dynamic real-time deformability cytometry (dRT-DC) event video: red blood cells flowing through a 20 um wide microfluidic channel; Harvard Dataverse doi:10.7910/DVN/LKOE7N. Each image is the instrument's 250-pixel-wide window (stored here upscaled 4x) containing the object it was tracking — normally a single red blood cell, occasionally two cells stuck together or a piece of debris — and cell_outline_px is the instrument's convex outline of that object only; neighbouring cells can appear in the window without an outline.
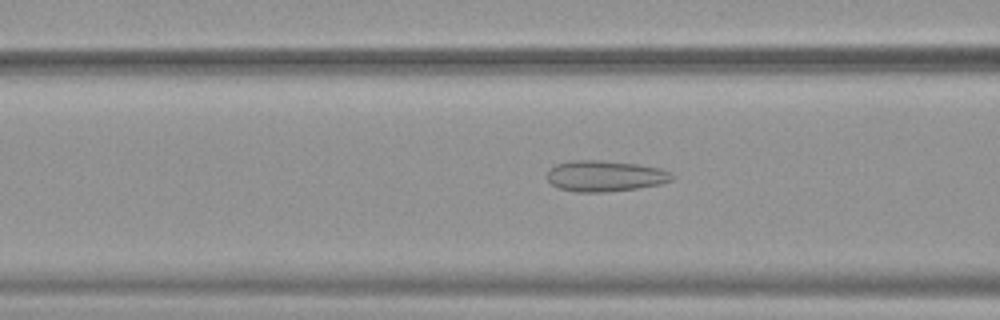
{"species": "common noctule bat (a hibernating species)", "species_latin": "Nyctalus noctula", "temperature_condition": "warm", "stored_images_in_passage": 52, "camera_frame_rate_fps": 3000, "um_per_image_px": 0.085, "animal": {"sex": "female", "body_mass_g": 19.9}, "frame": {"image": 1, "passage_image": 21, "time_ms": 6.667, "image_size_px": [1000, 320], "cell_outline_px": [[676, 176], [672, 180], [664, 184], [636, 188], [604, 192], [576, 192], [560, 188], [552, 184], [548, 180], [548, 172], [556, 164], [568, 160], [600, 160], [636, 164], [660, 168]], "centroid_in_image_um": [51.45, 14.96], "position_along_channel_um": 115.1, "area_um2": 22.48}}
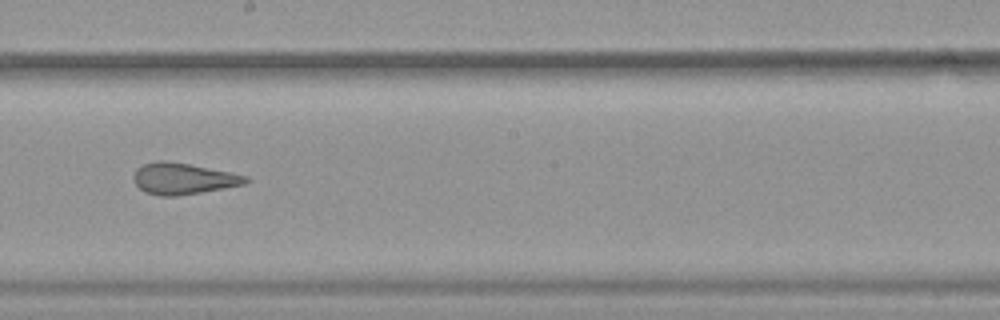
{"frame": {"image": 2, "passage_image": 30, "time_ms": 9.667, "image_size_px": [1000, 320], "cell_outline_px": [[252, 180], [244, 184], [224, 188], [176, 196], [160, 196], [144, 192], [132, 180], [132, 176], [136, 168], [144, 164], [160, 160], [168, 160], [248, 176]], "centroid_in_image_um": [15.53, 15.18], "position_along_channel_um": 232.7, "area_um2": 20.4}}
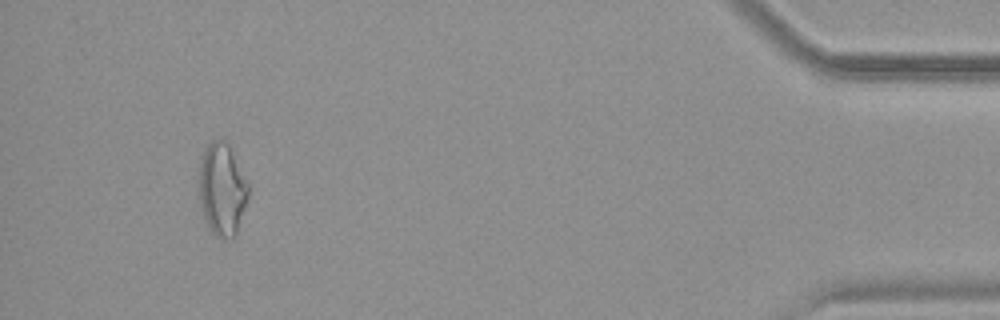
{"frame": {"image": 3, "passage_image": 49, "time_ms": 16.0, "image_size_px": [1000, 320], "cell_outline_px": [[248, 196], [236, 232], [232, 236], [216, 236], [208, 228], [200, 208], [196, 180], [200, 156], [204, 148], [212, 140], [224, 140], [228, 144], [248, 184]], "centroid_in_image_um": [18.79, 16.04], "position_along_channel_um": 416.4, "area_um2": 26.7}, "authors_computed_cell_mechanics": {"area_um2": 24.2182, "velocity_mm_per_s": 3.9237, "shape_relaxation_time_tau1_ms": null, "shape_relaxation_time_tau2_ms": 1.0938, "deformation_change_tau1": null, "deformation_change_tau2": 0.1127}}